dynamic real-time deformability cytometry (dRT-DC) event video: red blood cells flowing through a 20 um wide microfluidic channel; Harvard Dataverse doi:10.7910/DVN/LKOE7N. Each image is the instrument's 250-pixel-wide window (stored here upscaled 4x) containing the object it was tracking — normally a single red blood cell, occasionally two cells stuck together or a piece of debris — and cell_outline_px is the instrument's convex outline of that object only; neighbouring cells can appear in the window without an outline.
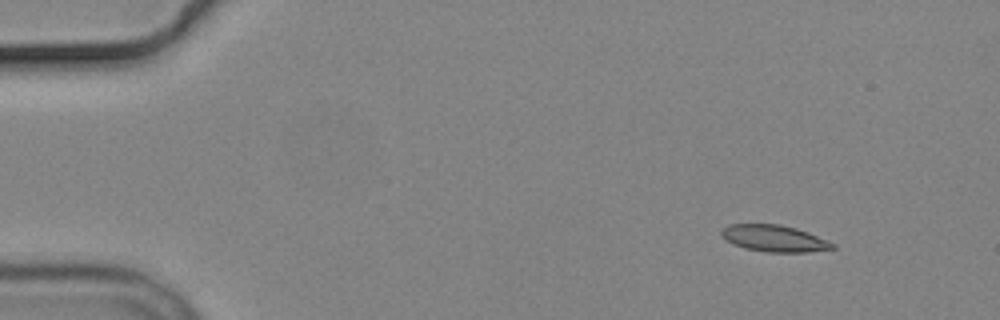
{"species": "common noctule bat (a hibernating species)", "species_latin": "Nyctalus noctula", "temperature_condition": "cold", "stored_images_in_passage": 4, "camera_frame_rate_fps": 3000, "um_per_image_px": 0.085, "animal": {"sex": "male", "body_mass_g": 19.2, "forearm_length_mm": 51.8}, "frame": {"image": 1, "passage_image": 1, "time_ms": 0.0, "image_size_px": [1000, 320], "cell_outline_px": [[836, 248], [808, 252], [764, 252], [744, 248], [732, 244], [720, 232], [720, 228], [728, 224], [780, 224], [796, 228], [808, 232], [828, 240], [836, 244]], "centroid_in_image_um": [65.82, 20.26], "position_along_channel_um": 19.2, "area_um2": 17.4}}